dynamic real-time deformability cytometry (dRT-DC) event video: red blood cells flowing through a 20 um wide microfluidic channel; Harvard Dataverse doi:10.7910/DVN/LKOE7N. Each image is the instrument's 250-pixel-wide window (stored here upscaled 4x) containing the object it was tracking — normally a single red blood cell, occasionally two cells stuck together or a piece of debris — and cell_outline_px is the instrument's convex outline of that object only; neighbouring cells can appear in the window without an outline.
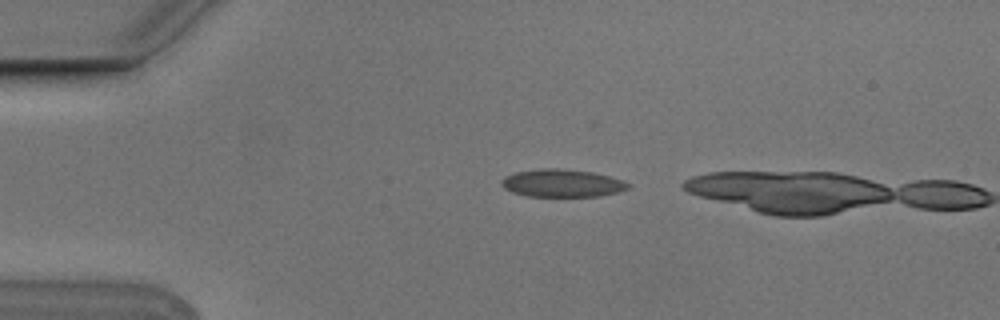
{"species": "Egyptian fruit bat (a non-hibernating species)", "species_latin": "Rousettus aegyptiacus", "temperature_condition": "cold", "stored_images_in_passage": 2, "camera_frame_rate_fps": 3000, "um_per_image_px": 0.085, "animal": {"sex": "male"}, "frame": {"image": 1, "passage_image": 1, "time_ms": 0.0, "image_size_px": [1000, 320], "cell_outline_px": [[632, 184], [628, 188], [620, 192], [600, 196], [524, 196], [512, 192], [504, 188], [500, 184], [500, 180], [504, 176], [516, 172], [540, 168], [556, 168], [592, 172], [624, 180]], "centroid_in_image_um": [47.77, 15.57], "position_along_channel_um": 37.2, "area_um2": 20.63}}